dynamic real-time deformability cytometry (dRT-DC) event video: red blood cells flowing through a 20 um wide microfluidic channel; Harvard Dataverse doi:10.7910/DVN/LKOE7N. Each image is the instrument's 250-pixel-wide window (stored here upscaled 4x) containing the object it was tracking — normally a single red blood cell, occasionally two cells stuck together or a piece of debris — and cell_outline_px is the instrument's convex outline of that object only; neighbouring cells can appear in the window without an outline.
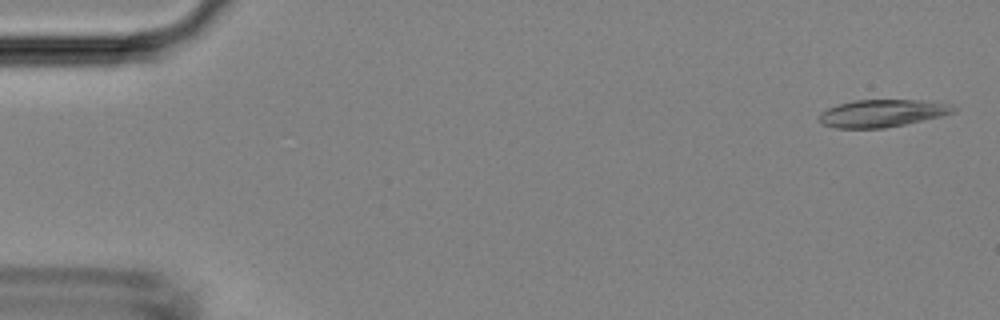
{"species": "Egyptian fruit bat (a non-hibernating species)", "species_latin": "Rousettus aegyptiacus", "temperature_condition": "room temperature", "stored_images_in_passage": 47, "camera_frame_rate_fps": 3000, "um_per_image_px": 0.085, "animal": {"sex": "female"}, "frame": {"image": 1, "passage_image": 2, "time_ms": 0.333, "image_size_px": [1000, 320], "cell_outline_px": [[960, 108], [956, 112], [940, 116], [904, 124], [884, 128], [836, 128], [820, 124], [820, 112], [836, 104], [856, 100], [924, 100], [952, 104]], "centroid_in_image_um": [75.01, 9.62], "position_along_channel_um": 10.0, "area_um2": 21.62}}
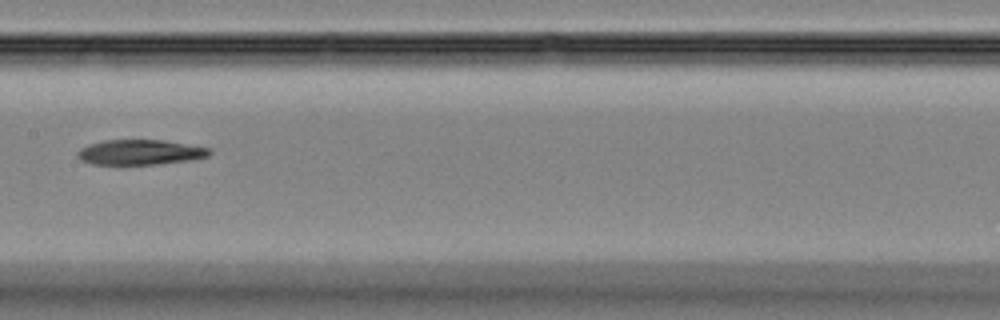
{"frame": {"image": 2, "passage_image": 24, "time_ms": 7.667, "image_size_px": [1000, 320], "cell_outline_px": [[212, 152], [208, 156], [196, 160], [160, 164], [92, 164], [80, 160], [76, 156], [76, 152], [80, 148], [88, 144], [104, 140], [164, 140], [212, 148]], "centroid_in_image_um": [11.94, 12.94], "position_along_channel_um": 195.5, "area_um2": 19.65}}
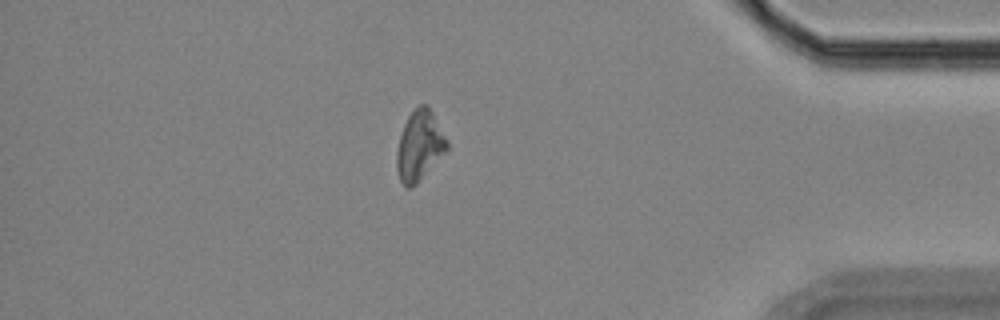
{"frame": {"image": 3, "passage_image": 41, "time_ms": 13.333, "image_size_px": [1000, 320], "cell_outline_px": [[448, 148], [416, 184], [412, 188], [404, 188], [400, 180], [396, 168], [396, 152], [400, 136], [404, 124], [408, 116], [420, 104], [428, 104], [448, 140]], "centroid_in_image_um": [35.64, 12.39], "position_along_channel_um": 399.6, "area_um2": 20.4}}